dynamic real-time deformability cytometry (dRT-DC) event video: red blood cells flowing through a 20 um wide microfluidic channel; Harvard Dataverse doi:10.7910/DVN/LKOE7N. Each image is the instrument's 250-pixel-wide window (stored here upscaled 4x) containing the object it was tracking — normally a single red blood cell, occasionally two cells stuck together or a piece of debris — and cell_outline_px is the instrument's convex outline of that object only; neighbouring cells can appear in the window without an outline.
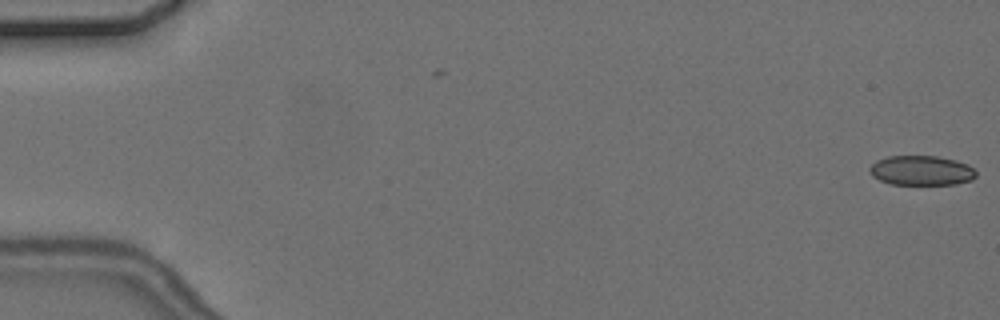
{"species": "common noctule bat (a hibernating species)", "species_latin": "Nyctalus noctula", "temperature_condition": "cold", "stored_images_in_passage": 6, "camera_frame_rate_fps": 3000, "um_per_image_px": 0.085, "animal": {"sex": "female", "body_mass_g": 24.6, "forearm_length_mm": 56.2}, "frame": {"image": 1, "passage_image": 1, "time_ms": 0.0, "image_size_px": [1000, 320], "cell_outline_px": [[976, 176], [972, 180], [956, 184], [892, 184], [880, 180], [872, 176], [868, 172], [868, 168], [876, 160], [888, 156], [936, 156], [956, 160], [968, 164], [976, 172]], "centroid_in_image_um": [78.3, 14.49], "position_along_channel_um": 6.7, "area_um2": 18.5}}
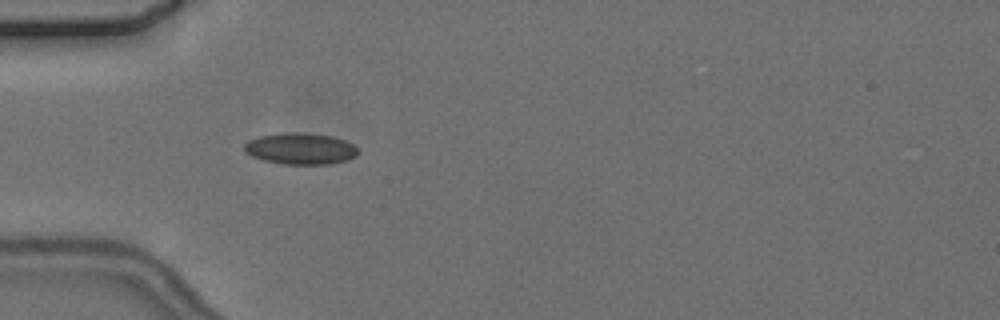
{"frame": {"image": 2, "passage_image": 6, "time_ms": 5.667, "image_size_px": [1000, 320], "cell_outline_px": [[360, 152], [356, 156], [348, 160], [328, 164], [284, 164], [264, 160], [252, 156], [244, 148], [244, 144], [248, 140], [260, 136], [284, 132], [304, 132], [332, 136], [344, 140], [352, 144]], "centroid_in_image_um": [25.56, 12.63], "position_along_channel_um": 59.4, "area_um2": 20.81}}